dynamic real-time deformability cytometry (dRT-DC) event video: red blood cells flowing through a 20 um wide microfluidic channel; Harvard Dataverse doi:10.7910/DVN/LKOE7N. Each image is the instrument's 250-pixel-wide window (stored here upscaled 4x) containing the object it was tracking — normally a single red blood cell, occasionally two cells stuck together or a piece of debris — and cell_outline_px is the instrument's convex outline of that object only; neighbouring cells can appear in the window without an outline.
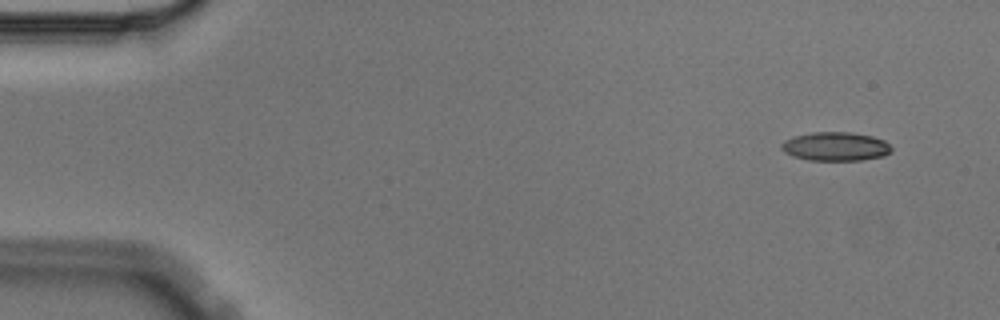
{"species": "Egyptian fruit bat (a non-hibernating species)", "species_latin": "Rousettus aegyptiacus", "temperature_condition": "cold", "stored_images_in_passage": 6, "camera_frame_rate_fps": 3000, "um_per_image_px": 0.085, "animal": {"sex": "male"}, "frame": {"image": 1, "passage_image": 2, "time_ms": 0.333, "image_size_px": [1000, 320], "cell_outline_px": [[892, 152], [884, 156], [860, 160], [808, 160], [792, 156], [784, 152], [780, 148], [780, 144], [784, 140], [796, 136], [812, 132], [852, 132], [872, 136], [884, 140], [892, 148]], "centroid_in_image_um": [71.02, 12.45], "position_along_channel_um": 14.0, "area_um2": 18.55}}
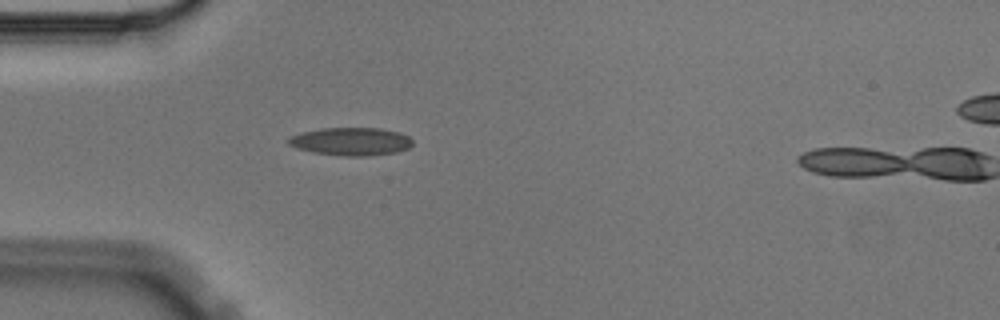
{"frame": {"image": 2, "passage_image": 5, "time_ms": 1.333, "image_size_px": [1000, 320], "cell_outline_px": [[412, 144], [408, 148], [396, 152], [368, 156], [344, 156], [312, 152], [296, 148], [288, 144], [288, 136], [304, 132], [324, 128], [380, 128], [400, 132], [408, 136], [412, 140]], "centroid_in_image_um": [29.83, 12.02], "position_along_channel_um": 55.2, "area_um2": 20.23}}